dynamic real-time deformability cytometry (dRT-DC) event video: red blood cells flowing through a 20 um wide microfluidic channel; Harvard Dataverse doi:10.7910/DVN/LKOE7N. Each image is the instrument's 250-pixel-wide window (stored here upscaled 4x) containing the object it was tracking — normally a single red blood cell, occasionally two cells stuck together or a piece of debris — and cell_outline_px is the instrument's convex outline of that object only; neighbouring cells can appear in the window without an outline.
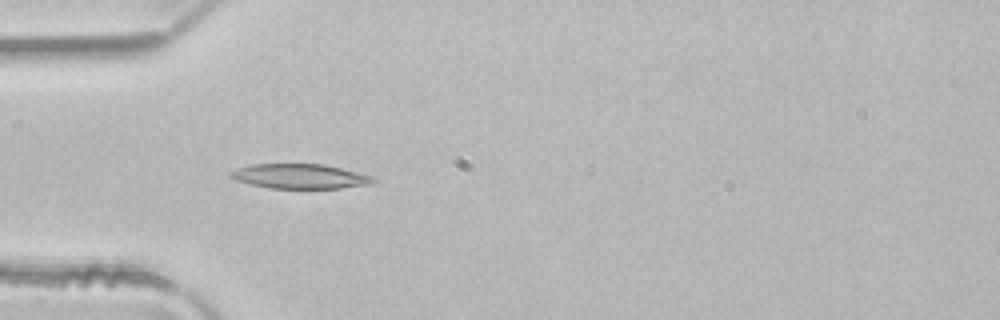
{"species": "common noctule bat (a hibernating species)", "species_latin": "Nyctalus noctula", "temperature_condition": "room temperature", "stored_images_in_passage": 6, "camera_frame_rate_fps": 3000, "um_per_image_px": 0.085, "animal": {"sex": "male", "body_mass_g": 21.5, "forearm_length_mm": 52.0}, "frame": {"image": 1, "passage_image": 4, "time_ms": 1.0, "image_size_px": [1000, 320], "cell_outline_px": [[376, 180], [372, 184], [340, 188], [268, 188], [236, 180], [228, 176], [228, 172], [236, 168], [252, 164], [324, 164], [372, 176]], "centroid_in_image_um": [25.46, 14.98], "position_along_channel_um": 59.5, "area_um2": 20.46}}